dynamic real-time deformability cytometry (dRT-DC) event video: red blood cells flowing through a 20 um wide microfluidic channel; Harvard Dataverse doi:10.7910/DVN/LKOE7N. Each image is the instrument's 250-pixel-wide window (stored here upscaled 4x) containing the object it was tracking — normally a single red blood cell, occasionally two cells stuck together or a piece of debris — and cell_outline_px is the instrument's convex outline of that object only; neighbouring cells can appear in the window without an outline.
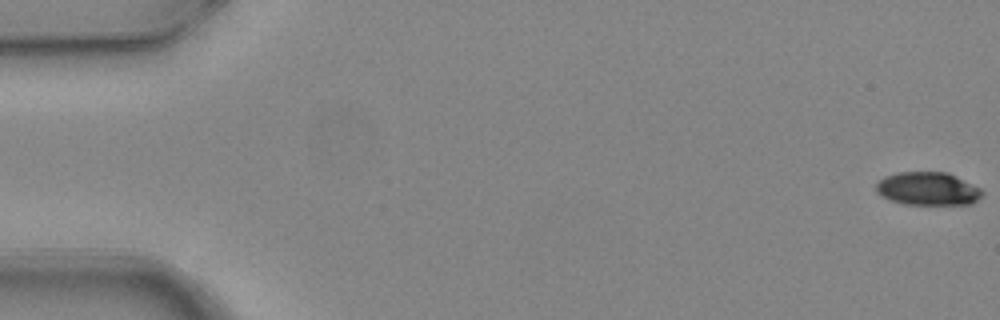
{"species": "common noctule bat (a hibernating species)", "species_latin": "Nyctalus noctula", "temperature_condition": "warm", "stored_images_in_passage": 5, "camera_frame_rate_fps": 3000, "um_per_image_px": 0.085, "animal": {"sex": "female", "body_mass_g": 24.6, "forearm_length_mm": 56.2}, "frame": {"image": 1, "passage_image": 1, "time_ms": 0.0, "image_size_px": [1000, 320], "cell_outline_px": [[984, 192], [972, 204], [904, 204], [880, 196], [876, 192], [876, 184], [884, 176], [896, 172], [948, 172], [980, 188]], "centroid_in_image_um": [78.84, 16.03], "position_along_channel_um": 6.2, "area_um2": 20.46}}
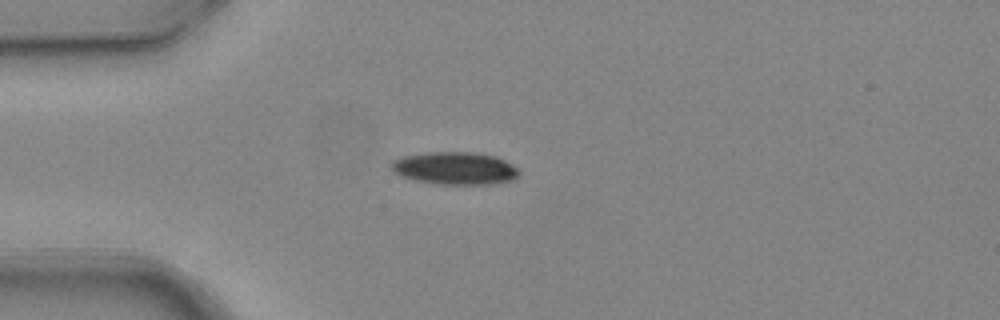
{"frame": {"image": 2, "passage_image": 5, "time_ms": 1.333, "image_size_px": [1000, 320], "cell_outline_px": [[520, 176], [516, 180], [492, 184], [436, 184], [416, 180], [400, 176], [392, 172], [392, 160], [404, 156], [428, 152], [472, 152], [496, 156], [512, 164], [520, 172]], "centroid_in_image_um": [38.7, 14.31], "position_along_channel_um": 46.3, "area_um2": 24.45}}